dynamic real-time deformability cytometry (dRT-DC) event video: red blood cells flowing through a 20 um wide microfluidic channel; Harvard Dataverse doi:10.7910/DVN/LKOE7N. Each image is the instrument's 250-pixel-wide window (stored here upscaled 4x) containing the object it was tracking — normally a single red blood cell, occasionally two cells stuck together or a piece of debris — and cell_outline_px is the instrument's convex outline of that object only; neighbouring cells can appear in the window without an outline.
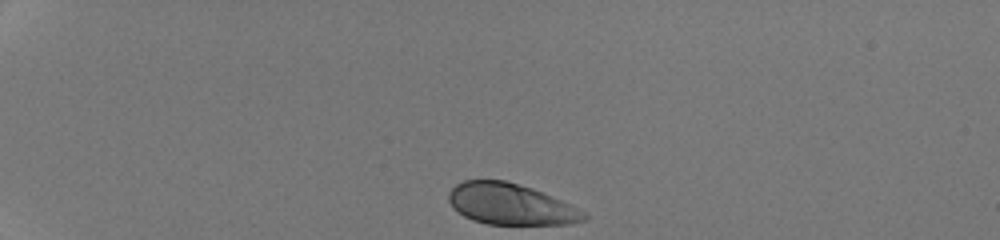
{"species": "human", "species_latin": "Homo sapiens", "temperature_condition": "room temperature", "stored_images_in_passage": 33, "camera_frame_rate_fps": 3000, "um_per_image_px": 0.085, "donor": {"sex": "male"}, "frame": {"image": 1, "passage_image": 1, "time_ms": 0.0, "image_size_px": [1000, 240], "cell_outline_px": [[588, 220], [572, 224], [488, 224], [472, 220], [456, 212], [452, 208], [448, 200], [448, 192], [456, 184], [464, 180], [504, 180], [532, 188], [552, 196], [584, 212], [588, 216]], "centroid_in_image_um": [43.37, 17.36], "position_along_channel_um": 41.6, "area_um2": 32.48}}
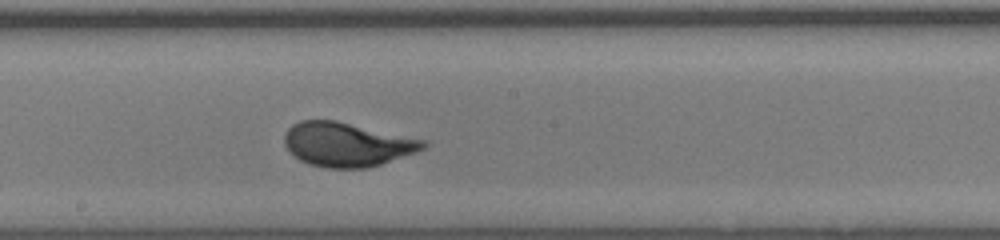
{"frame": {"image": 2, "passage_image": 19, "time_ms": 6.0, "image_size_px": [1000, 240], "cell_outline_px": [[428, 144], [424, 148], [416, 152], [368, 168], [324, 168], [308, 164], [300, 160], [284, 144], [284, 136], [288, 128], [292, 124], [300, 120], [336, 120], [428, 140]], "centroid_in_image_um": [29.51, 12.27], "position_along_channel_um": 218.7, "area_um2": 35.78}}
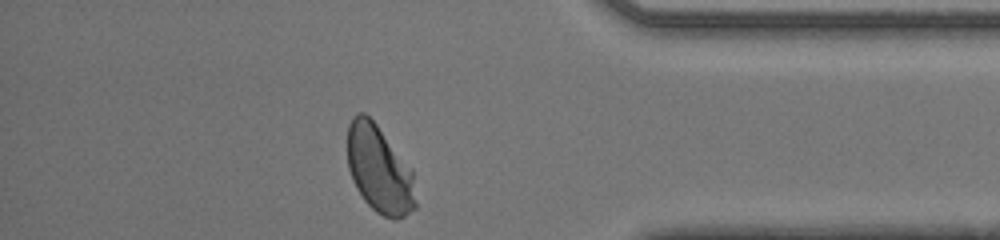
{"frame": {"image": 3, "passage_image": 33, "time_ms": 10.667, "image_size_px": [1000, 240], "cell_outline_px": [[416, 208], [404, 216], [396, 220], [392, 220], [376, 212], [364, 200], [356, 188], [352, 180], [348, 168], [348, 124], [352, 116], [356, 112], [364, 112], [376, 124], [412, 168], [416, 204]], "centroid_in_image_um": [32.24, 14.4], "position_along_channel_um": 403.0, "area_um2": 34.91}, "authors_computed_cell_mechanics": {"area_um2": 34.4488, "velocity_mm_per_s": 4.2528, "shape_relaxation_time_tau1_ms": 1.7736, "shape_relaxation_time_tau2_ms": null, "deformation_change_tau1": 0.1274, "deformation_change_tau2": null}}